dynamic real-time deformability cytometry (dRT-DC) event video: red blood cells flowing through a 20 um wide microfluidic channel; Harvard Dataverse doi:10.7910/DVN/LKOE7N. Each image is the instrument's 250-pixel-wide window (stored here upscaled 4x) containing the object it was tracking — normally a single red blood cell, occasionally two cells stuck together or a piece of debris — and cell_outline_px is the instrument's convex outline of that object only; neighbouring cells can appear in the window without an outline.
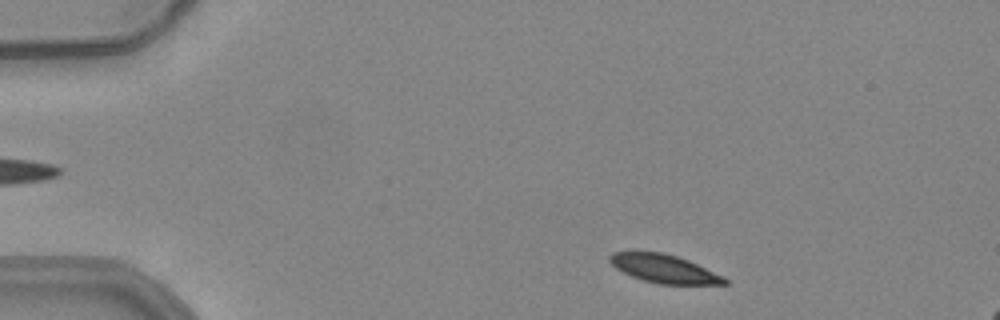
{"species": "common noctule bat (a hibernating species)", "species_latin": "Nyctalus noctula", "temperature_condition": "warm", "stored_images_in_passage": 47, "camera_frame_rate_fps": 3000, "um_per_image_px": 0.085, "animal": {"sex": "female", "body_mass_g": 24.6, "forearm_length_mm": 56.2}, "frame": {"image": 1, "passage_image": 3, "time_ms": 0.667, "image_size_px": [1000, 320], "cell_outline_px": [[728, 284], [660, 284], [644, 280], [632, 276], [616, 268], [608, 260], [608, 256], [612, 252], [664, 252], [688, 260], [724, 276], [728, 280]], "centroid_in_image_um": [56.46, 22.84], "position_along_channel_um": 28.5, "area_um2": 18.79}}
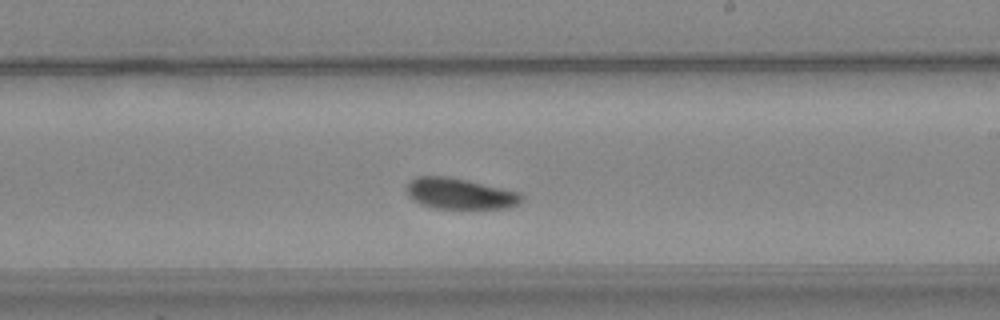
{"frame": {"image": 2, "passage_image": 26, "time_ms": 8.333, "image_size_px": [1000, 320], "cell_outline_px": [[524, 200], [508, 208], [460, 212], [436, 208], [420, 204], [412, 200], [408, 196], [408, 184], [416, 176], [444, 176], [468, 180], [520, 192], [524, 196]], "centroid_in_image_um": [39.15, 16.52], "position_along_channel_um": 249.9, "area_um2": 21.68}}
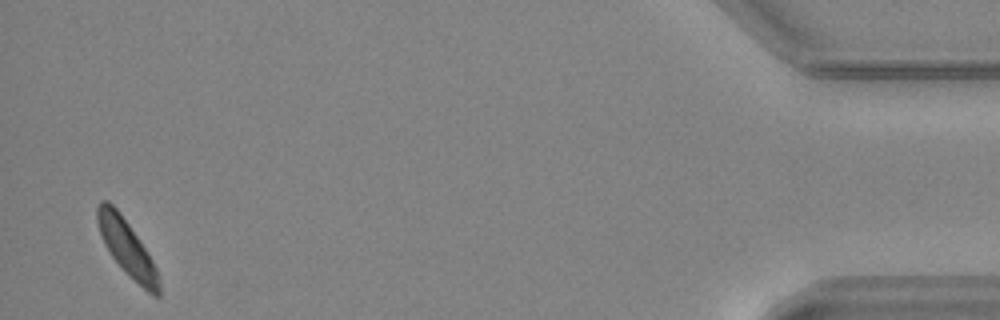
{"frame": {"image": 3, "passage_image": 46, "time_ms": 15.0, "image_size_px": [1000, 320], "cell_outline_px": [[160, 296], [152, 296], [128, 276], [124, 272], [112, 256], [104, 244], [96, 220], [96, 208], [100, 200], [108, 200], [120, 212], [148, 252], [156, 268], [160, 280]], "centroid_in_image_um": [10.79, 21.08], "position_along_channel_um": 424.4, "area_um2": 20.17}, "authors_computed_cell_mechanics": {"area_um2": 20.6924, "velocity_mm_per_s": 3.8568, "shape_relaxation_time_tau1_ms": 3.9229, "shape_relaxation_time_tau2_ms": null, "deformation_change_tau1": 0.1158, "deformation_change_tau2": null}}